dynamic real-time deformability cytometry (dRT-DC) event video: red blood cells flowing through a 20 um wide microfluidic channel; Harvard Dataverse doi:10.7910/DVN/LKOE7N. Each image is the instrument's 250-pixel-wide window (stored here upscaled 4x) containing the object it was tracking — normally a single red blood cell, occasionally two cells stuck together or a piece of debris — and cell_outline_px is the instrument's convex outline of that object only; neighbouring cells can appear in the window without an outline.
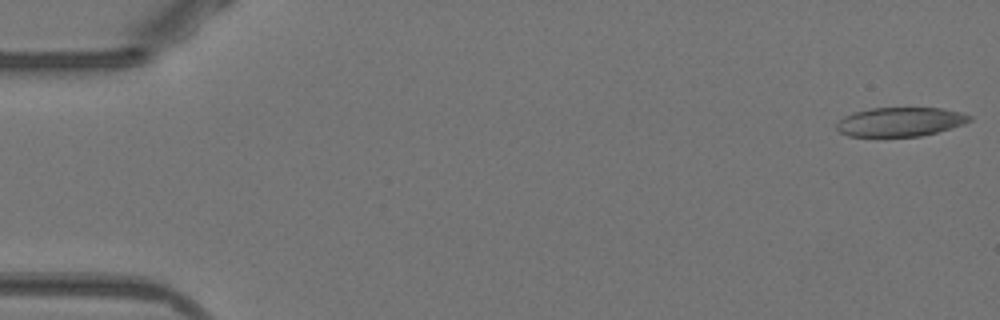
{"species": "Egyptian fruit bat (a non-hibernating species)", "species_latin": "Rousettus aegyptiacus", "temperature_condition": "warm", "stored_images_in_passage": 51, "camera_frame_rate_fps": 3000, "um_per_image_px": 0.085, "animal": {"sex": "female"}, "frame": {"image": 1, "passage_image": 1, "time_ms": 0.0, "image_size_px": [1000, 320], "cell_outline_px": [[972, 120], [964, 124], [952, 128], [920, 136], [848, 136], [840, 132], [836, 128], [836, 124], [844, 116], [852, 112], [872, 108], [944, 108], [964, 112], [972, 116]], "centroid_in_image_um": [76.56, 10.34], "position_along_channel_um": 8.4, "area_um2": 22.66}}
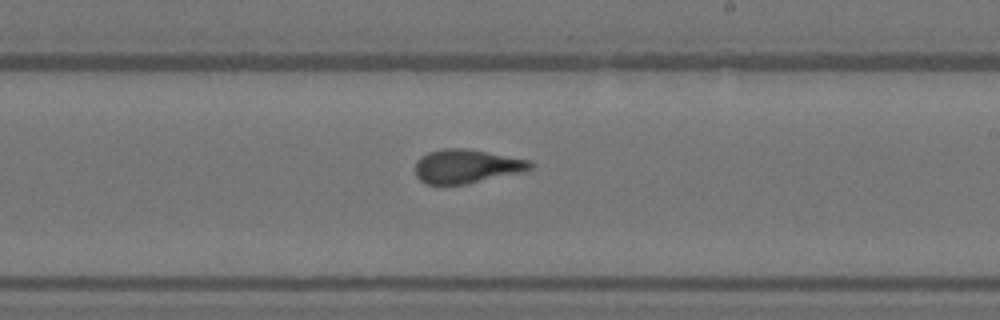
{"frame": {"image": 2, "passage_image": 30, "time_ms": 9.667, "image_size_px": [1000, 320], "cell_outline_px": [[536, 164], [532, 168], [524, 172], [464, 184], [424, 184], [416, 176], [416, 160], [420, 156], [428, 152], [444, 148], [464, 148], [532, 160]], "centroid_in_image_um": [39.68, 14.13], "position_along_channel_um": 249.3, "area_um2": 22.83}}
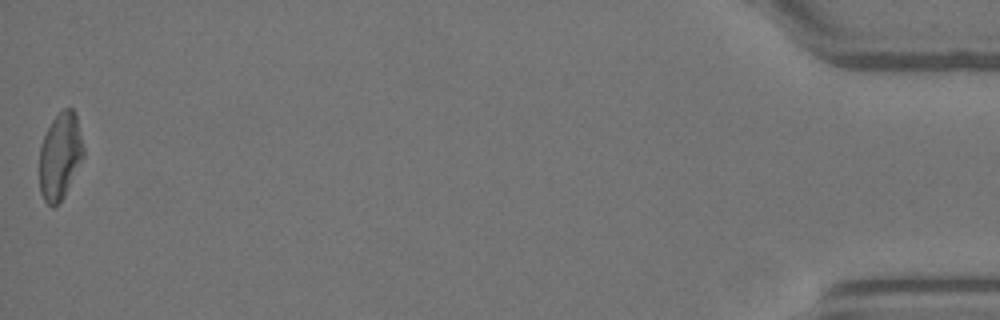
{"frame": {"image": 3, "passage_image": 51, "time_ms": 16.667, "image_size_px": [1000, 320], "cell_outline_px": [[84, 156], [64, 196], [52, 208], [44, 200], [40, 192], [40, 148], [44, 136], [52, 120], [64, 108], [72, 108], [76, 112], [84, 148]], "centroid_in_image_um": [5.12, 13.25], "position_along_channel_um": 430.1, "area_um2": 22.08}, "authors_computed_cell_mechanics": {"area_um2": 23.0622, "velocity_mm_per_s": 3.9384, "shape_relaxation_time_tau1_ms": 6.346, "shape_relaxation_time_tau2_ms": 1.174, "deformation_change_tau1": 0.19, "deformation_change_tau2": 0.0893}}